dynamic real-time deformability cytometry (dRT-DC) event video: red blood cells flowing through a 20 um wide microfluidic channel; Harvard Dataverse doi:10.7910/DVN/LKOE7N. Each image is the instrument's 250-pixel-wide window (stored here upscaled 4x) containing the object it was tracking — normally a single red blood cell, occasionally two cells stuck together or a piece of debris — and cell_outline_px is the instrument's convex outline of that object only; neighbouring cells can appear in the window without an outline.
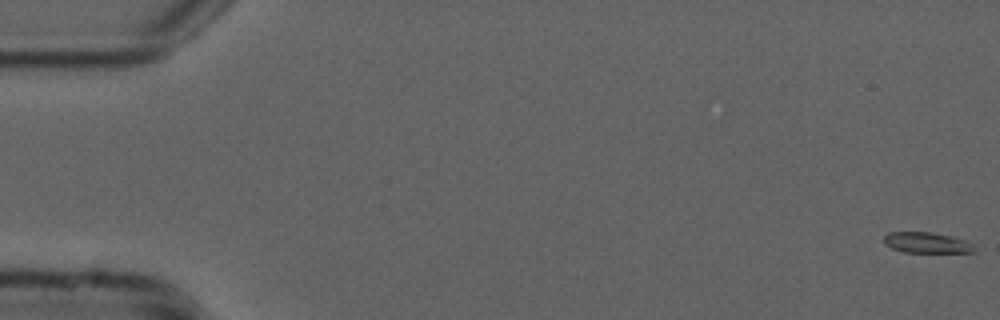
{"species": "common noctule bat (a hibernating species)", "species_latin": "Nyctalus noctula", "temperature_condition": "cold", "stored_images_in_passage": 43, "camera_frame_rate_fps": 3000, "um_per_image_px": 0.085, "animal": {"sex": "male", "forearm_length_mm": 52.5}, "frame": {"image": 1, "passage_image": 1, "time_ms": 0.0, "image_size_px": [1000, 320], "cell_outline_px": [[976, 252], [904, 252], [892, 248], [884, 244], [884, 236], [888, 232], [928, 232], [948, 236], [964, 240], [972, 244]], "centroid_in_image_um": [78.72, 20.63], "position_along_channel_um": 6.3, "area_um2": 10.69}}
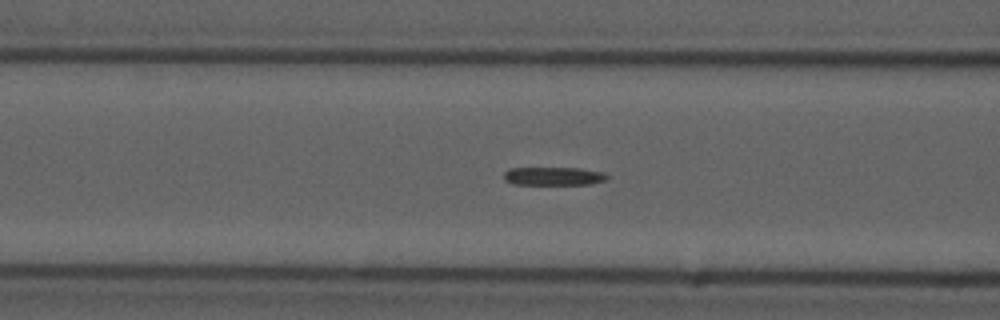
{"frame": {"image": 2, "passage_image": 22, "time_ms": 7.0, "image_size_px": [1000, 320], "cell_outline_px": [[608, 180], [592, 184], [512, 184], [504, 180], [504, 172], [508, 168], [580, 168], [604, 172], [608, 176]], "centroid_in_image_um": [47.07, 14.97], "position_along_channel_um": 119.5, "area_um2": 11.1}}
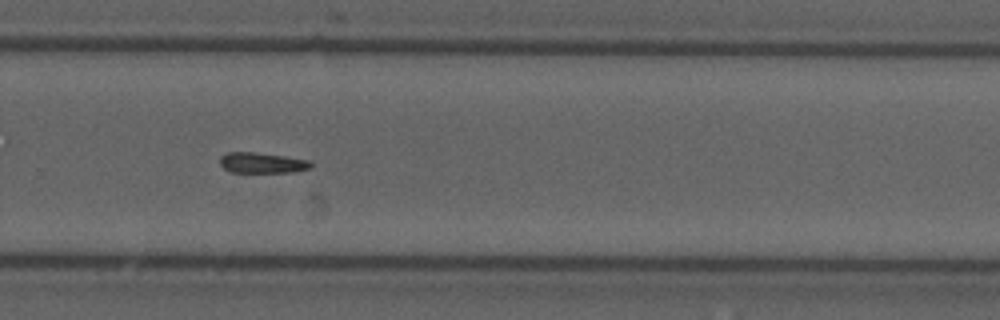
{"frame": {"image": 3, "passage_image": 37, "time_ms": 12.0, "image_size_px": [1000, 320], "cell_outline_px": [[312, 168], [292, 172], [232, 172], [224, 168], [220, 164], [220, 156], [224, 152], [256, 152], [284, 156], [308, 160], [312, 164]], "centroid_in_image_um": [22.26, 13.83], "position_along_channel_um": 307.5, "area_um2": 10.92}}